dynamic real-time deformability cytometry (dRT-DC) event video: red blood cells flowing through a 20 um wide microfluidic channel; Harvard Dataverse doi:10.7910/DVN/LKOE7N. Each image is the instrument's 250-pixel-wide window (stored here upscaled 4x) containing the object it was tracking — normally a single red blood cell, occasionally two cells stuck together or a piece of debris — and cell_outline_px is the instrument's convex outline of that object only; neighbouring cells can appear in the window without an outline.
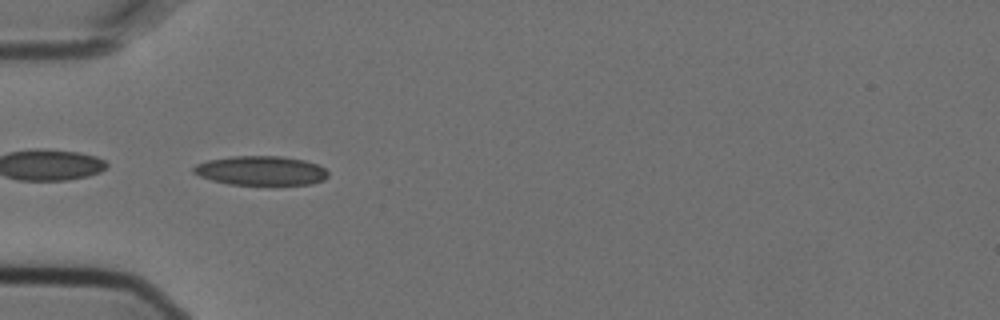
{"species": "Egyptian fruit bat (a non-hibernating species)", "species_latin": "Rousettus aegyptiacus", "temperature_condition": "cold", "stored_images_in_passage": 2, "camera_frame_rate_fps": 3000, "um_per_image_px": 0.085, "animal": {"sex": "female"}, "frame": {"image": 1, "passage_image": 2, "time_ms": 0.333, "image_size_px": [1000, 320], "cell_outline_px": [[328, 176], [324, 180], [312, 184], [228, 184], [212, 180], [200, 176], [192, 172], [192, 168], [196, 164], [208, 160], [232, 156], [280, 156], [304, 160], [316, 164], [324, 168], [328, 172]], "centroid_in_image_um": [22.17, 14.5], "position_along_channel_um": 62.8, "area_um2": 22.83}}